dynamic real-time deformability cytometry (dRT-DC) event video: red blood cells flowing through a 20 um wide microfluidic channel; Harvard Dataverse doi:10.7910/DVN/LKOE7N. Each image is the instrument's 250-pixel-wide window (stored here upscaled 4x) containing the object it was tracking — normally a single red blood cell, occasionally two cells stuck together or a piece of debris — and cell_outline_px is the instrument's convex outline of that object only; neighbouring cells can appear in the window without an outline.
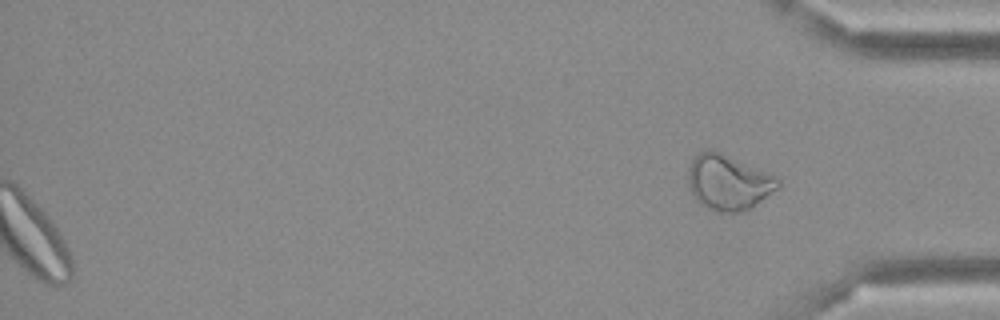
{"species": "Egyptian fruit bat (a non-hibernating species)", "species_latin": "Rousettus aegyptiacus", "temperature_condition": "cold", "stored_images_in_passage": 43, "camera_frame_rate_fps": 3000, "um_per_image_px": 0.085, "frame": {"image": 1, "passage_image": 43, "time_ms": 14.0, "image_size_px": [1000, 320], "cell_outline_px": [[780, 188], [752, 208], [740, 212], [712, 212], [704, 208], [692, 196], [688, 180], [688, 168], [692, 160], [700, 152], [708, 148], [712, 148], [776, 176], [780, 180]], "centroid_in_image_um": [61.91, 15.52], "position_along_channel_um": 373.3, "area_um2": 29.48}}